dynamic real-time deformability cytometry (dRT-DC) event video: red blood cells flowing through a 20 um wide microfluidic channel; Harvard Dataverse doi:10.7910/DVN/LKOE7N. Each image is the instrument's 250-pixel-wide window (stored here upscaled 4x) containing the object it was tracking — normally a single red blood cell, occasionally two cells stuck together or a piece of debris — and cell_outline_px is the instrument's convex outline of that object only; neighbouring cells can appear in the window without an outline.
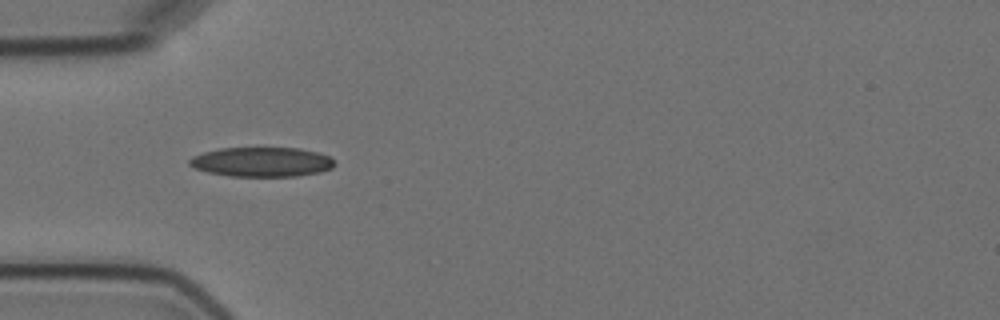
{"species": "Egyptian fruit bat (a non-hibernating species)", "species_latin": "Rousettus aegyptiacus", "temperature_condition": "cold", "stored_images_in_passage": 6, "camera_frame_rate_fps": 3000, "um_per_image_px": 0.085, "animal": {"sex": "female"}, "frame": {"image": 1, "passage_image": 5, "time_ms": 5.333, "image_size_px": [1000, 320], "cell_outline_px": [[336, 164], [332, 168], [320, 172], [296, 176], [232, 176], [208, 172], [196, 168], [188, 164], [188, 160], [192, 156], [204, 152], [220, 148], [300, 148], [316, 152], [328, 156], [336, 160]], "centroid_in_image_um": [22.27, 13.76], "position_along_channel_um": 62.7, "area_um2": 24.97}}
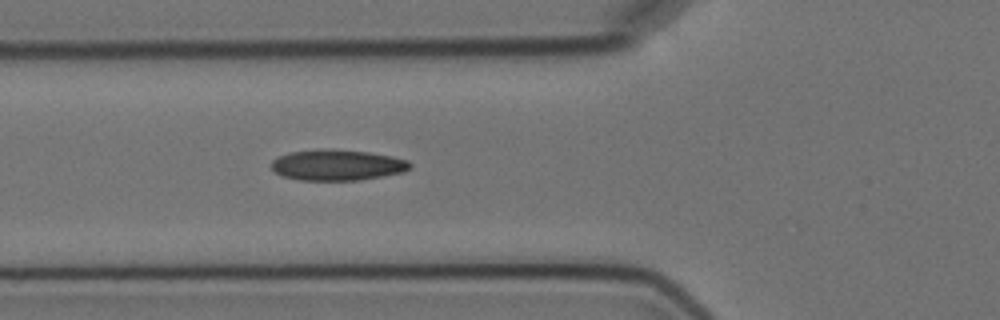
{"frame": {"image": 2, "passage_image": 6, "time_ms": 6.333, "image_size_px": [1000, 320], "cell_outline_px": [[412, 168], [404, 172], [360, 180], [300, 180], [284, 176], [276, 172], [272, 168], [272, 160], [288, 152], [328, 148], [368, 152], [392, 156], [408, 160], [412, 164]], "centroid_in_image_um": [28.71, 14.02], "position_along_channel_um": 97.1, "area_um2": 24.97}}